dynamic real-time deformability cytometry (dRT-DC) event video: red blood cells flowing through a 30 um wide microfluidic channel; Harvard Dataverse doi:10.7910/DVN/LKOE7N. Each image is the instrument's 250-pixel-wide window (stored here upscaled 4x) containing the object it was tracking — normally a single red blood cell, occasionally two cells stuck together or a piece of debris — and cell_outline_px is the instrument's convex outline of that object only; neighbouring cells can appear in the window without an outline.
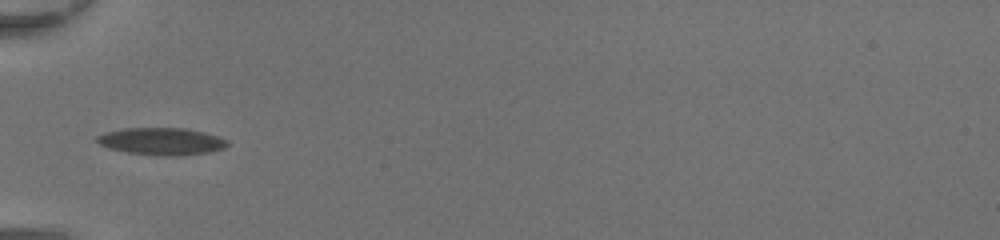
{"species": "common noctule bat (a hibernating species)", "species_latin": "Nyctalus noctula", "temperature_condition": "room temperature", "stored_images_in_passage": 32, "camera_frame_rate_fps": 3000, "um_per_image_px": 0.085, "animal": {"sex": "female", "body_mass_g": 20.0, "forearm_length_mm": 54.0}, "frame": {"image": 1, "passage_image": 1, "time_ms": 0.0, "image_size_px": [1000, 240], "cell_outline_px": [[228, 144], [224, 148], [208, 152], [172, 156], [156, 156], [128, 152], [108, 148], [100, 144], [96, 140], [96, 136], [104, 132], [124, 128], [184, 128], [204, 132], [220, 136], [228, 140]], "centroid_in_image_um": [13.73, 12.01], "position_along_channel_um": 71.3, "area_um2": 20.75}}
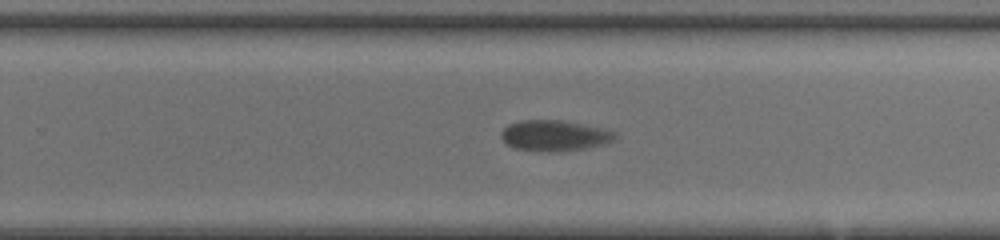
{"frame": {"image": 2, "passage_image": 16, "time_ms": 5.0, "image_size_px": [1000, 240], "cell_outline_px": [[616, 136], [612, 140], [588, 148], [552, 152], [544, 152], [516, 148], [504, 144], [500, 136], [500, 132], [508, 124], [520, 120], [564, 120], [608, 128], [616, 132]], "centroid_in_image_um": [47.11, 11.51], "position_along_channel_um": 282.7, "area_um2": 20.75}}
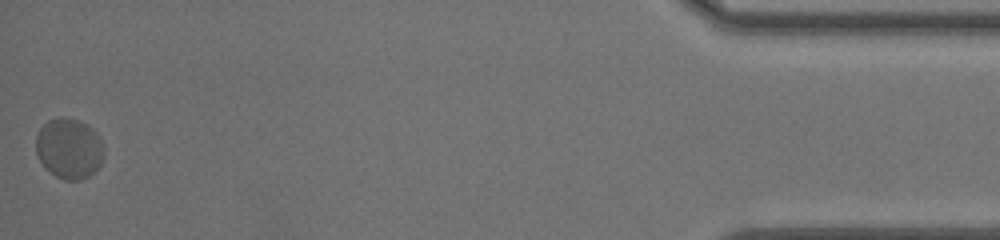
{"frame": {"image": 3, "passage_image": 32, "time_ms": 10.333, "image_size_px": [1000, 240], "cell_outline_px": [[104, 156], [100, 164], [88, 176], [80, 180], [64, 180], [48, 172], [44, 168], [36, 152], [36, 136], [40, 128], [48, 120], [60, 116], [76, 120], [88, 124], [96, 132], [104, 148]], "centroid_in_image_um": [5.86, 12.62], "position_along_channel_um": 429.3, "area_um2": 24.04}, "authors_computed_cell_mechanics": {"area_um2": 21.1548, "velocity_mm_per_s": 4.2646, "shape_relaxation_time_tau1_ms": 6.2698, "shape_relaxation_time_tau2_ms": null, "deformation_change_tau1": 0.1659, "deformation_change_tau2": null}}